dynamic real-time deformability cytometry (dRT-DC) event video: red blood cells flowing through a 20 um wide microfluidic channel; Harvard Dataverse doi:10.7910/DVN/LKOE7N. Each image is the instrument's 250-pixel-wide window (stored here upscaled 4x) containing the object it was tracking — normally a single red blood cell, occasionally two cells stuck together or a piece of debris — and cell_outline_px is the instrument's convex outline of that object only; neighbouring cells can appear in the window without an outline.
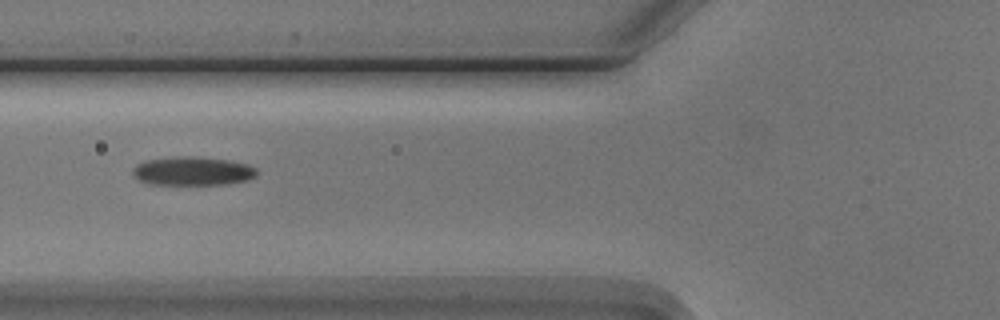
{"species": "Egyptian fruit bat (a non-hibernating species)", "species_latin": "Rousettus aegyptiacus", "temperature_condition": "cold", "stored_images_in_passage": 6, "camera_frame_rate_fps": 3000, "um_per_image_px": 0.085, "animal": {"sex": "male"}, "frame": {"image": 1, "passage_image": 6, "time_ms": 6.0, "image_size_px": [1000, 320], "cell_outline_px": [[256, 176], [248, 180], [228, 184], [148, 184], [140, 180], [132, 172], [132, 168], [136, 164], [144, 160], [172, 156], [192, 156], [228, 160], [248, 164], [256, 168]], "centroid_in_image_um": [16.36, 14.53], "position_along_channel_um": 109.4, "area_um2": 20.87}}